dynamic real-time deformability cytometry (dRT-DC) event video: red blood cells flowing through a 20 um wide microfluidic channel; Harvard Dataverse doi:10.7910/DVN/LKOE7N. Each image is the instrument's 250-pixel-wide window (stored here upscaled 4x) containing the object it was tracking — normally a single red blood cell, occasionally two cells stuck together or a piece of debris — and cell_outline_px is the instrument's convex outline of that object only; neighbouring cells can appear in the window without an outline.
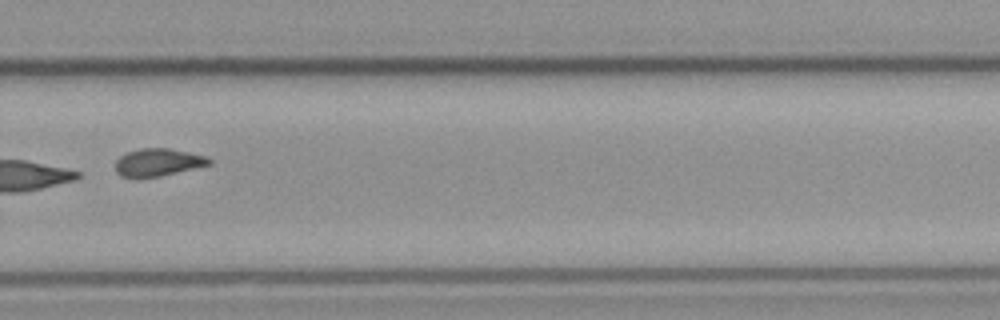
{"species": "common noctule bat (a hibernating species)", "species_latin": "Nyctalus noctula", "temperature_condition": "cold", "stored_images_in_passage": 11, "camera_frame_rate_fps": 3000, "um_per_image_px": 0.085, "animal": {"sex": "male", "body_mass_g": 23.1, "forearm_length_mm": 52.7}, "frame": {"image": 1, "passage_image": 8, "time_ms": 8.333, "image_size_px": [1000, 320], "cell_outline_px": [[212, 164], [160, 176], [136, 180], [120, 176], [116, 172], [116, 160], [120, 156], [128, 152], [140, 148], [168, 148], [208, 156], [212, 160]], "centroid_in_image_um": [13.41, 13.82], "position_along_channel_um": 316.4, "area_um2": 15.43}}
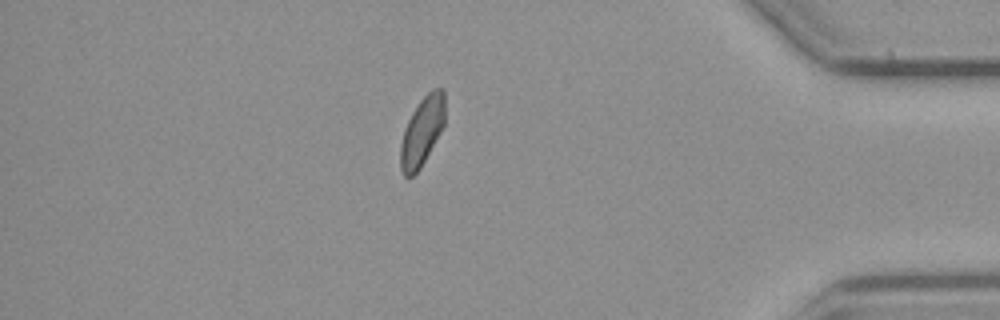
{"frame": {"image": 2, "passage_image": 11, "time_ms": 15.667, "image_size_px": [1000, 320], "cell_outline_px": [[444, 124], [420, 168], [412, 176], [404, 176], [400, 168], [400, 144], [404, 128], [412, 112], [420, 100], [432, 88], [444, 88]], "centroid_in_image_um": [35.85, 11.14], "position_along_channel_um": 399.3, "area_um2": 17.63}}